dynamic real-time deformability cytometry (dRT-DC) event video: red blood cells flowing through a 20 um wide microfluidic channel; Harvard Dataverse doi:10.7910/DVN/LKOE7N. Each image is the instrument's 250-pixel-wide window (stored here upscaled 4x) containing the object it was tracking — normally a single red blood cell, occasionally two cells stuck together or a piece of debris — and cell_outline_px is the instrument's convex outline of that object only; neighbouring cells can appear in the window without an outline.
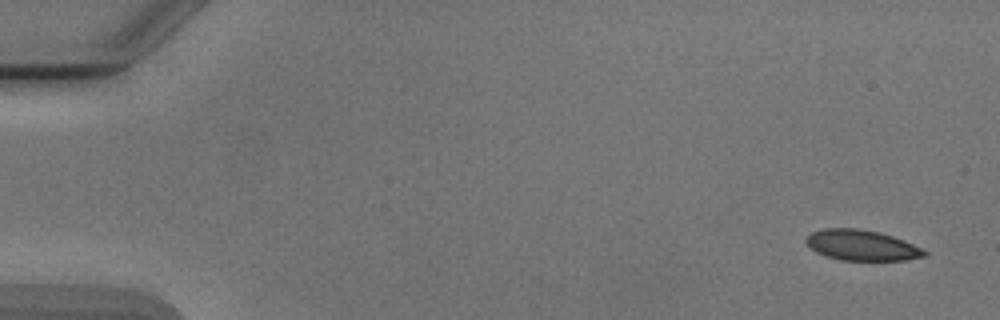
{"species": "Egyptian fruit bat (a non-hibernating species)", "species_latin": "Rousettus aegyptiacus", "temperature_condition": "cold", "stored_images_in_passage": 5, "camera_frame_rate_fps": 3000, "um_per_image_px": 0.085, "animal": {"sex": "male"}, "frame": {"image": 1, "passage_image": 1, "time_ms": 0.0, "image_size_px": [1000, 320], "cell_outline_px": [[928, 252], [924, 256], [904, 260], [840, 260], [824, 256], [816, 252], [804, 240], [812, 232], [824, 228], [856, 228], [880, 232], [904, 240], [924, 248]], "centroid_in_image_um": [73.26, 20.84], "position_along_channel_um": 11.7, "area_um2": 21.1}}
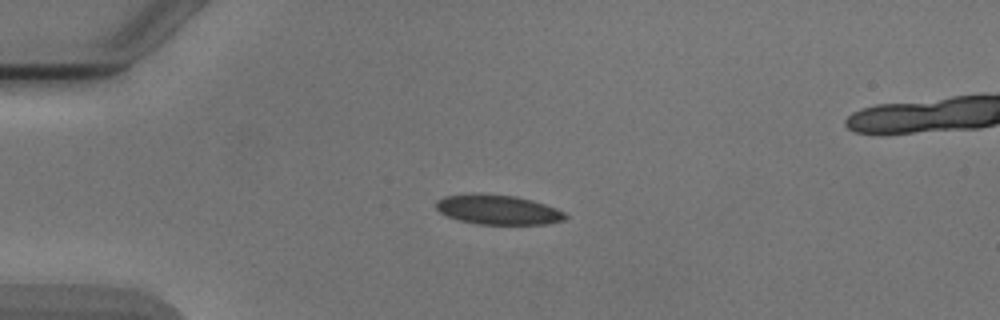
{"frame": {"image": 2, "passage_image": 4, "time_ms": 3.667, "image_size_px": [1000, 320], "cell_outline_px": [[568, 216], [564, 220], [548, 224], [476, 224], [460, 220], [448, 216], [440, 212], [436, 208], [436, 200], [444, 196], [472, 192], [480, 192], [516, 196], [532, 200], [556, 208], [564, 212]], "centroid_in_image_um": [42.3, 17.8], "position_along_channel_um": 42.7, "area_um2": 22.66}}